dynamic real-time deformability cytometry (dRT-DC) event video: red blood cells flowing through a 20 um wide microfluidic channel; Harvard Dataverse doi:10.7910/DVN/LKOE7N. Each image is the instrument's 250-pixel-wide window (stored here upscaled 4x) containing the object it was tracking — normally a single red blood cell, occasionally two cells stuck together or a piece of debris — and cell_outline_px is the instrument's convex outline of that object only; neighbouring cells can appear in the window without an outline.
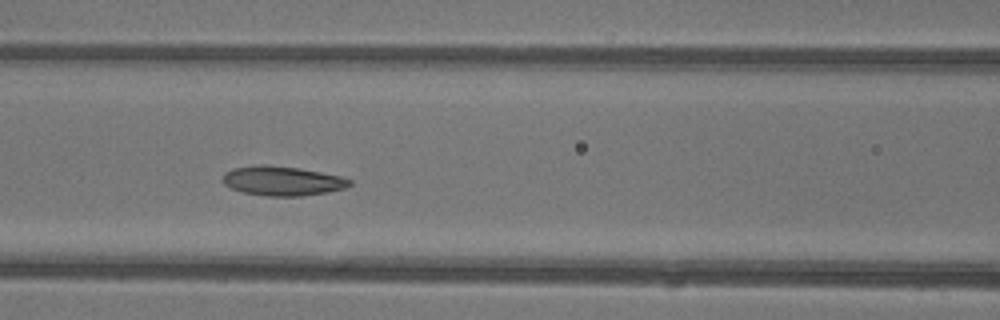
{"species": "common noctule bat (a hibernating species)", "species_latin": "Nyctalus noctula", "temperature_condition": "warm", "stored_images_in_passage": 22, "camera_frame_rate_fps": 3000, "um_per_image_px": 0.085, "animal": {"sex": "female"}, "frame": {"image": 1, "passage_image": 17, "time_ms": 5.333, "image_size_px": [1000, 320], "cell_outline_px": [[352, 184], [344, 188], [328, 192], [300, 196], [264, 196], [244, 192], [232, 188], [224, 184], [224, 172], [232, 168], [264, 164], [300, 168], [344, 176], [352, 180]], "centroid_in_image_um": [24.05, 15.37], "position_along_channel_um": 142.6, "area_um2": 21.85}}
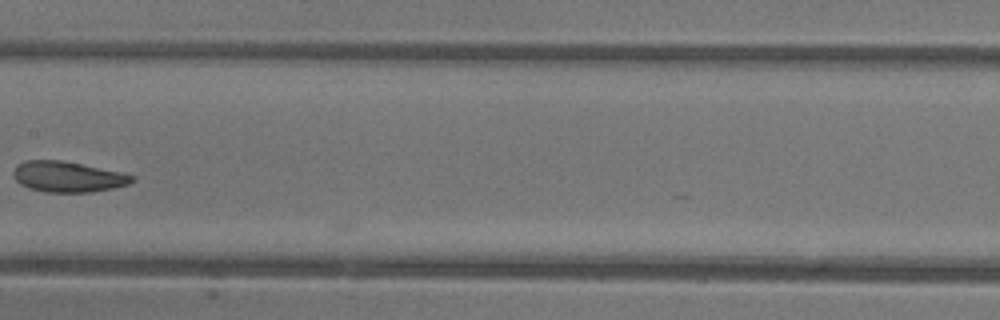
{"frame": {"image": 2, "passage_image": 21, "time_ms": 6.667, "image_size_px": [1000, 320], "cell_outline_px": [[136, 180], [128, 184], [112, 188], [88, 192], [44, 192], [28, 188], [20, 184], [16, 180], [12, 172], [16, 164], [24, 160], [60, 160], [120, 172], [136, 176]], "centroid_in_image_um": [5.72, 15.02], "position_along_channel_um": 201.7, "area_um2": 21.15}}